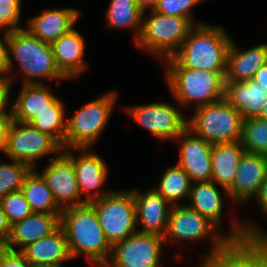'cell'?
Instances as JSON below:
<instances>
[{"mask_svg":"<svg viewBox=\"0 0 267 267\" xmlns=\"http://www.w3.org/2000/svg\"><path fill=\"white\" fill-rule=\"evenodd\" d=\"M219 231L221 230L199 212L186 204H179L173 206L170 211L163 239L165 244H170V241L180 244L185 241L193 242L211 237L212 246L208 255L206 254L203 258H217L227 254L234 246H243L249 243L250 235L245 230L242 221H235L228 235H222Z\"/></svg>","mask_w":267,"mask_h":267,"instance_id":"6da1fadb","label":"cell"},{"mask_svg":"<svg viewBox=\"0 0 267 267\" xmlns=\"http://www.w3.org/2000/svg\"><path fill=\"white\" fill-rule=\"evenodd\" d=\"M60 226L65 231L72 259L85 256L95 266H104L109 261L112 246L106 239L96 211L90 203L64 208L60 216Z\"/></svg>","mask_w":267,"mask_h":267,"instance_id":"7a4b0ae2","label":"cell"},{"mask_svg":"<svg viewBox=\"0 0 267 267\" xmlns=\"http://www.w3.org/2000/svg\"><path fill=\"white\" fill-rule=\"evenodd\" d=\"M232 39L221 26L196 25L172 56L182 67L226 73Z\"/></svg>","mask_w":267,"mask_h":267,"instance_id":"3957f363","label":"cell"},{"mask_svg":"<svg viewBox=\"0 0 267 267\" xmlns=\"http://www.w3.org/2000/svg\"><path fill=\"white\" fill-rule=\"evenodd\" d=\"M165 62L168 65L166 83L182 107L194 105L197 108L225 97L226 73L182 67L173 57Z\"/></svg>","mask_w":267,"mask_h":267,"instance_id":"277c9868","label":"cell"},{"mask_svg":"<svg viewBox=\"0 0 267 267\" xmlns=\"http://www.w3.org/2000/svg\"><path fill=\"white\" fill-rule=\"evenodd\" d=\"M8 45L10 73L14 72V59L21 69L23 84H43V79H67L56 66L52 46L26 28L8 33Z\"/></svg>","mask_w":267,"mask_h":267,"instance_id":"5b68a950","label":"cell"},{"mask_svg":"<svg viewBox=\"0 0 267 267\" xmlns=\"http://www.w3.org/2000/svg\"><path fill=\"white\" fill-rule=\"evenodd\" d=\"M204 23H195L180 16L164 15L157 11L142 16L141 33L135 46L160 60L172 57L182 46L190 31Z\"/></svg>","mask_w":267,"mask_h":267,"instance_id":"8992f818","label":"cell"},{"mask_svg":"<svg viewBox=\"0 0 267 267\" xmlns=\"http://www.w3.org/2000/svg\"><path fill=\"white\" fill-rule=\"evenodd\" d=\"M241 114L225 99L195 108L187 128L210 144L241 141Z\"/></svg>","mask_w":267,"mask_h":267,"instance_id":"52a82bcc","label":"cell"},{"mask_svg":"<svg viewBox=\"0 0 267 267\" xmlns=\"http://www.w3.org/2000/svg\"><path fill=\"white\" fill-rule=\"evenodd\" d=\"M117 91H109L83 104L67 119L65 149L91 148L99 139L111 118L117 101Z\"/></svg>","mask_w":267,"mask_h":267,"instance_id":"ba28073f","label":"cell"},{"mask_svg":"<svg viewBox=\"0 0 267 267\" xmlns=\"http://www.w3.org/2000/svg\"><path fill=\"white\" fill-rule=\"evenodd\" d=\"M95 209L105 237L113 246L137 232L133 190L111 191L103 198L89 202Z\"/></svg>","mask_w":267,"mask_h":267,"instance_id":"9c48e42d","label":"cell"},{"mask_svg":"<svg viewBox=\"0 0 267 267\" xmlns=\"http://www.w3.org/2000/svg\"><path fill=\"white\" fill-rule=\"evenodd\" d=\"M62 147L48 134L34 128L29 123L11 120L6 138L4 154L11 160L36 168V160L46 155L57 156Z\"/></svg>","mask_w":267,"mask_h":267,"instance_id":"30bf717a","label":"cell"},{"mask_svg":"<svg viewBox=\"0 0 267 267\" xmlns=\"http://www.w3.org/2000/svg\"><path fill=\"white\" fill-rule=\"evenodd\" d=\"M163 237L136 232L112 246L109 261L96 267H162Z\"/></svg>","mask_w":267,"mask_h":267,"instance_id":"8fae6325","label":"cell"},{"mask_svg":"<svg viewBox=\"0 0 267 267\" xmlns=\"http://www.w3.org/2000/svg\"><path fill=\"white\" fill-rule=\"evenodd\" d=\"M127 114L160 140H175L186 128L188 118L177 106L152 102L124 108Z\"/></svg>","mask_w":267,"mask_h":267,"instance_id":"7c38bea8","label":"cell"},{"mask_svg":"<svg viewBox=\"0 0 267 267\" xmlns=\"http://www.w3.org/2000/svg\"><path fill=\"white\" fill-rule=\"evenodd\" d=\"M62 151L72 160L79 191L85 202L103 198L111 191H103L108 179L109 168L100 155L93 153L90 148H70ZM76 151L79 157L72 153Z\"/></svg>","mask_w":267,"mask_h":267,"instance_id":"4fadbf2b","label":"cell"},{"mask_svg":"<svg viewBox=\"0 0 267 267\" xmlns=\"http://www.w3.org/2000/svg\"><path fill=\"white\" fill-rule=\"evenodd\" d=\"M39 174L62 209L86 203L81 198L72 160L63 151L51 158V162Z\"/></svg>","mask_w":267,"mask_h":267,"instance_id":"5bb4252c","label":"cell"},{"mask_svg":"<svg viewBox=\"0 0 267 267\" xmlns=\"http://www.w3.org/2000/svg\"><path fill=\"white\" fill-rule=\"evenodd\" d=\"M179 142V160L192 183L212 181V144L186 128L176 139Z\"/></svg>","mask_w":267,"mask_h":267,"instance_id":"9a60e30c","label":"cell"},{"mask_svg":"<svg viewBox=\"0 0 267 267\" xmlns=\"http://www.w3.org/2000/svg\"><path fill=\"white\" fill-rule=\"evenodd\" d=\"M133 197L136 208V223L140 220L142 225V228L137 232L164 237L173 206L154 188L148 189L143 194L134 189Z\"/></svg>","mask_w":267,"mask_h":267,"instance_id":"2e32d148","label":"cell"},{"mask_svg":"<svg viewBox=\"0 0 267 267\" xmlns=\"http://www.w3.org/2000/svg\"><path fill=\"white\" fill-rule=\"evenodd\" d=\"M267 174V156L245 152L240 159L229 197L239 204L255 198Z\"/></svg>","mask_w":267,"mask_h":267,"instance_id":"e0dca14e","label":"cell"},{"mask_svg":"<svg viewBox=\"0 0 267 267\" xmlns=\"http://www.w3.org/2000/svg\"><path fill=\"white\" fill-rule=\"evenodd\" d=\"M60 216L61 213H32L15 222L5 248L22 251L29 244L49 236L60 227Z\"/></svg>","mask_w":267,"mask_h":267,"instance_id":"ac0fdd59","label":"cell"},{"mask_svg":"<svg viewBox=\"0 0 267 267\" xmlns=\"http://www.w3.org/2000/svg\"><path fill=\"white\" fill-rule=\"evenodd\" d=\"M21 252L33 267H64V262L73 260L61 226L49 236L29 244Z\"/></svg>","mask_w":267,"mask_h":267,"instance_id":"d6986e66","label":"cell"},{"mask_svg":"<svg viewBox=\"0 0 267 267\" xmlns=\"http://www.w3.org/2000/svg\"><path fill=\"white\" fill-rule=\"evenodd\" d=\"M80 12L74 8L47 10L28 19L27 30L42 42L52 45L74 28Z\"/></svg>","mask_w":267,"mask_h":267,"instance_id":"ffe728a7","label":"cell"},{"mask_svg":"<svg viewBox=\"0 0 267 267\" xmlns=\"http://www.w3.org/2000/svg\"><path fill=\"white\" fill-rule=\"evenodd\" d=\"M51 46L56 66L67 79L78 77L88 67L83 60L85 39L75 28Z\"/></svg>","mask_w":267,"mask_h":267,"instance_id":"44dd1931","label":"cell"},{"mask_svg":"<svg viewBox=\"0 0 267 267\" xmlns=\"http://www.w3.org/2000/svg\"><path fill=\"white\" fill-rule=\"evenodd\" d=\"M232 40L227 54L225 82L252 80L261 66L267 63V44L241 50Z\"/></svg>","mask_w":267,"mask_h":267,"instance_id":"7402d4cb","label":"cell"},{"mask_svg":"<svg viewBox=\"0 0 267 267\" xmlns=\"http://www.w3.org/2000/svg\"><path fill=\"white\" fill-rule=\"evenodd\" d=\"M267 97V89L252 80L225 82V99L241 114L243 120L258 117Z\"/></svg>","mask_w":267,"mask_h":267,"instance_id":"603a6c76","label":"cell"},{"mask_svg":"<svg viewBox=\"0 0 267 267\" xmlns=\"http://www.w3.org/2000/svg\"><path fill=\"white\" fill-rule=\"evenodd\" d=\"M50 88L44 84H22V89L9 110L11 120L28 123L51 105L57 97Z\"/></svg>","mask_w":267,"mask_h":267,"instance_id":"cb8c5ba5","label":"cell"},{"mask_svg":"<svg viewBox=\"0 0 267 267\" xmlns=\"http://www.w3.org/2000/svg\"><path fill=\"white\" fill-rule=\"evenodd\" d=\"M222 193L229 197L228 191L225 188L219 190L213 181L192 183L188 198L190 203L186 205L199 212L220 230L224 207Z\"/></svg>","mask_w":267,"mask_h":267,"instance_id":"d4e9b609","label":"cell"},{"mask_svg":"<svg viewBox=\"0 0 267 267\" xmlns=\"http://www.w3.org/2000/svg\"><path fill=\"white\" fill-rule=\"evenodd\" d=\"M245 152L241 141L212 146V181L219 184L220 189L228 190L232 186L240 159Z\"/></svg>","mask_w":267,"mask_h":267,"instance_id":"484cf974","label":"cell"},{"mask_svg":"<svg viewBox=\"0 0 267 267\" xmlns=\"http://www.w3.org/2000/svg\"><path fill=\"white\" fill-rule=\"evenodd\" d=\"M21 191L33 213H61L63 210L55 201L53 193L43 177L36 172V169H31L25 176Z\"/></svg>","mask_w":267,"mask_h":267,"instance_id":"4316f807","label":"cell"},{"mask_svg":"<svg viewBox=\"0 0 267 267\" xmlns=\"http://www.w3.org/2000/svg\"><path fill=\"white\" fill-rule=\"evenodd\" d=\"M65 108L60 98H57L42 112L38 113L28 123L34 128L51 136L61 147L65 149V135L67 119Z\"/></svg>","mask_w":267,"mask_h":267,"instance_id":"83f0119b","label":"cell"},{"mask_svg":"<svg viewBox=\"0 0 267 267\" xmlns=\"http://www.w3.org/2000/svg\"><path fill=\"white\" fill-rule=\"evenodd\" d=\"M105 16L110 28H131L135 33V42L138 40L143 15L139 12L135 0H111Z\"/></svg>","mask_w":267,"mask_h":267,"instance_id":"f1b7e54d","label":"cell"},{"mask_svg":"<svg viewBox=\"0 0 267 267\" xmlns=\"http://www.w3.org/2000/svg\"><path fill=\"white\" fill-rule=\"evenodd\" d=\"M191 184L189 175L181 166L175 164L163 172L159 185L154 189L172 206H177V202L189 198Z\"/></svg>","mask_w":267,"mask_h":267,"instance_id":"f546056e","label":"cell"},{"mask_svg":"<svg viewBox=\"0 0 267 267\" xmlns=\"http://www.w3.org/2000/svg\"><path fill=\"white\" fill-rule=\"evenodd\" d=\"M199 267H267V258L257 254L249 245L234 246L217 258H203Z\"/></svg>","mask_w":267,"mask_h":267,"instance_id":"4dcf8cb0","label":"cell"},{"mask_svg":"<svg viewBox=\"0 0 267 267\" xmlns=\"http://www.w3.org/2000/svg\"><path fill=\"white\" fill-rule=\"evenodd\" d=\"M241 144L247 153L267 156V120L259 117L244 119Z\"/></svg>","mask_w":267,"mask_h":267,"instance_id":"1f68e13d","label":"cell"},{"mask_svg":"<svg viewBox=\"0 0 267 267\" xmlns=\"http://www.w3.org/2000/svg\"><path fill=\"white\" fill-rule=\"evenodd\" d=\"M11 161L0 163V199L11 192L21 190L24 178L31 170L25 163Z\"/></svg>","mask_w":267,"mask_h":267,"instance_id":"d6a6232c","label":"cell"},{"mask_svg":"<svg viewBox=\"0 0 267 267\" xmlns=\"http://www.w3.org/2000/svg\"><path fill=\"white\" fill-rule=\"evenodd\" d=\"M0 204L11 225L33 213L21 190L3 196L0 199Z\"/></svg>","mask_w":267,"mask_h":267,"instance_id":"836d02e7","label":"cell"},{"mask_svg":"<svg viewBox=\"0 0 267 267\" xmlns=\"http://www.w3.org/2000/svg\"><path fill=\"white\" fill-rule=\"evenodd\" d=\"M21 0H0V29L10 33L23 29L20 26Z\"/></svg>","mask_w":267,"mask_h":267,"instance_id":"e575fe53","label":"cell"},{"mask_svg":"<svg viewBox=\"0 0 267 267\" xmlns=\"http://www.w3.org/2000/svg\"><path fill=\"white\" fill-rule=\"evenodd\" d=\"M205 0H158L156 11L164 15L180 16L193 22L191 8Z\"/></svg>","mask_w":267,"mask_h":267,"instance_id":"d590c367","label":"cell"},{"mask_svg":"<svg viewBox=\"0 0 267 267\" xmlns=\"http://www.w3.org/2000/svg\"><path fill=\"white\" fill-rule=\"evenodd\" d=\"M250 235L248 245L260 256L267 258V231H263L255 223H243Z\"/></svg>","mask_w":267,"mask_h":267,"instance_id":"8d00e7d4","label":"cell"},{"mask_svg":"<svg viewBox=\"0 0 267 267\" xmlns=\"http://www.w3.org/2000/svg\"><path fill=\"white\" fill-rule=\"evenodd\" d=\"M0 267H33L21 251L0 248Z\"/></svg>","mask_w":267,"mask_h":267,"instance_id":"74e56055","label":"cell"},{"mask_svg":"<svg viewBox=\"0 0 267 267\" xmlns=\"http://www.w3.org/2000/svg\"><path fill=\"white\" fill-rule=\"evenodd\" d=\"M9 66L8 33L4 32L3 38L0 37V80L12 86L13 76L10 74Z\"/></svg>","mask_w":267,"mask_h":267,"instance_id":"f35d334b","label":"cell"},{"mask_svg":"<svg viewBox=\"0 0 267 267\" xmlns=\"http://www.w3.org/2000/svg\"><path fill=\"white\" fill-rule=\"evenodd\" d=\"M11 233V224L0 204V245L5 247Z\"/></svg>","mask_w":267,"mask_h":267,"instance_id":"ab89813d","label":"cell"},{"mask_svg":"<svg viewBox=\"0 0 267 267\" xmlns=\"http://www.w3.org/2000/svg\"><path fill=\"white\" fill-rule=\"evenodd\" d=\"M11 86L9 83L0 80V114H10L6 111L8 105H10V92Z\"/></svg>","mask_w":267,"mask_h":267,"instance_id":"60d3db41","label":"cell"},{"mask_svg":"<svg viewBox=\"0 0 267 267\" xmlns=\"http://www.w3.org/2000/svg\"><path fill=\"white\" fill-rule=\"evenodd\" d=\"M11 122L10 114H0V151L4 153L6 147L7 130Z\"/></svg>","mask_w":267,"mask_h":267,"instance_id":"b9f144b4","label":"cell"},{"mask_svg":"<svg viewBox=\"0 0 267 267\" xmlns=\"http://www.w3.org/2000/svg\"><path fill=\"white\" fill-rule=\"evenodd\" d=\"M254 199L256 200L255 202H257L259 208L265 214V217H267V174L261 184L258 195Z\"/></svg>","mask_w":267,"mask_h":267,"instance_id":"7bdbcfd3","label":"cell"},{"mask_svg":"<svg viewBox=\"0 0 267 267\" xmlns=\"http://www.w3.org/2000/svg\"><path fill=\"white\" fill-rule=\"evenodd\" d=\"M135 2L142 15L146 14L148 8L150 13L155 12L158 6V0H135Z\"/></svg>","mask_w":267,"mask_h":267,"instance_id":"ee69618b","label":"cell"},{"mask_svg":"<svg viewBox=\"0 0 267 267\" xmlns=\"http://www.w3.org/2000/svg\"><path fill=\"white\" fill-rule=\"evenodd\" d=\"M253 80L267 89V63L255 73Z\"/></svg>","mask_w":267,"mask_h":267,"instance_id":"f6af8a7d","label":"cell"},{"mask_svg":"<svg viewBox=\"0 0 267 267\" xmlns=\"http://www.w3.org/2000/svg\"><path fill=\"white\" fill-rule=\"evenodd\" d=\"M258 117L263 120H267V97L265 99V102L263 103L261 114Z\"/></svg>","mask_w":267,"mask_h":267,"instance_id":"bcb514c9","label":"cell"}]
</instances>
